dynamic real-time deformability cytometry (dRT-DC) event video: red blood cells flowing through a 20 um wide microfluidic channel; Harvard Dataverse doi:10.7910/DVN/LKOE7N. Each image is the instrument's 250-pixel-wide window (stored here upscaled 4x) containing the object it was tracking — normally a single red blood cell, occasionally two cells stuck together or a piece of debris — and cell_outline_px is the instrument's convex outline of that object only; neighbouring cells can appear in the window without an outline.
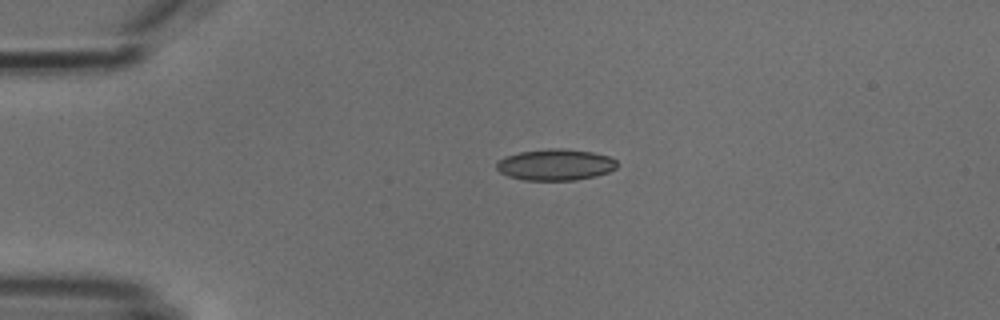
{"species": "common noctule bat (a hibernating species)", "species_latin": "Nyctalus noctula", "temperature_condition": "cold", "stored_images_in_passage": 2, "camera_frame_rate_fps": 3000, "um_per_image_px": 0.085, "animal": {"sex": "male", "body_mass_g": 18.8}, "frame": {"image": 1, "passage_image": 1, "time_ms": 0.0, "image_size_px": [1000, 320], "cell_outline_px": [[616, 168], [608, 172], [596, 176], [576, 180], [524, 180], [508, 176], [500, 172], [496, 168], [496, 164], [500, 160], [508, 156], [520, 152], [548, 148], [568, 148], [592, 152], [608, 156], [616, 160]], "centroid_in_image_um": [47.23, 14.0], "position_along_channel_um": 37.8, "area_um2": 21.96}}